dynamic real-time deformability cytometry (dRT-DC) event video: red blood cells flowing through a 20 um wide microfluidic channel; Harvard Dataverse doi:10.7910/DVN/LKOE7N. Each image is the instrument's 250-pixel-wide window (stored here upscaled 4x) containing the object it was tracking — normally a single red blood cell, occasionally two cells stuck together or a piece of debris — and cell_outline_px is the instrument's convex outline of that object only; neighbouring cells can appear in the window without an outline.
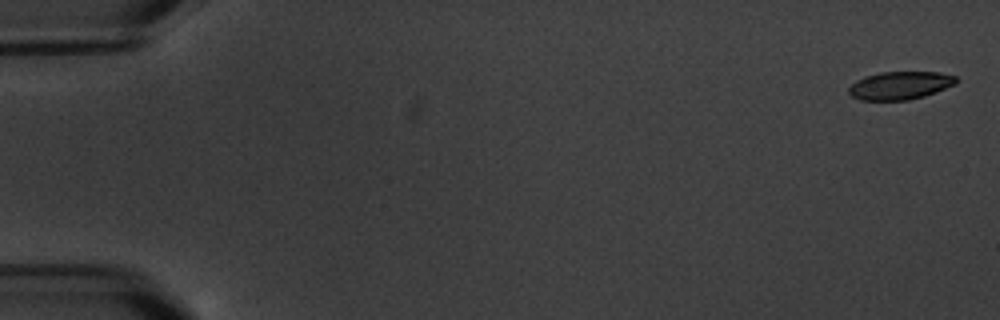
{"species": "common noctule bat (a hibernating species)", "species_latin": "Nyctalus noctula", "temperature_condition": "warm", "stored_images_in_passage": 5, "camera_frame_rate_fps": 3000, "um_per_image_px": 0.085, "animal": {"sex": "male", "body_mass_g": 20.1, "forearm_length_mm": 53.5}, "frame": {"image": 1, "passage_image": 1, "time_ms": 0.0, "image_size_px": [1000, 320], "cell_outline_px": [[956, 84], [924, 96], [908, 100], [860, 100], [852, 96], [848, 92], [848, 88], [856, 80], [864, 76], [880, 72], [940, 72], [956, 76]], "centroid_in_image_um": [76.48, 7.26], "position_along_channel_um": 8.5, "area_um2": 17.51}}
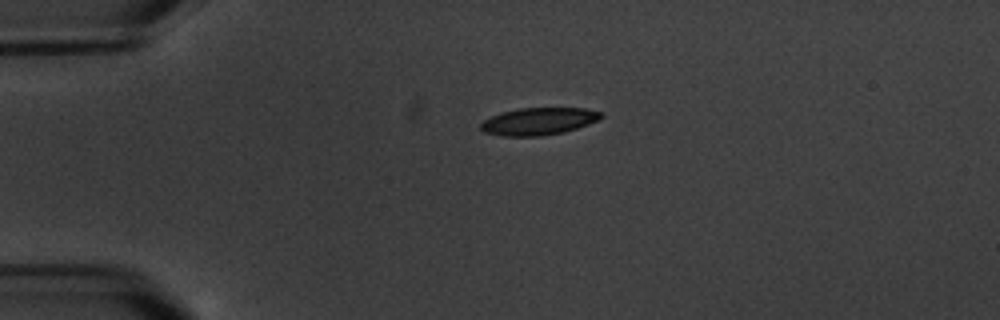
{"frame": {"image": 2, "passage_image": 4, "time_ms": 4.333, "image_size_px": [1000, 320], "cell_outline_px": [[604, 116], [588, 124], [564, 132], [540, 136], [500, 136], [484, 132], [480, 128], [480, 124], [484, 120], [500, 112], [520, 108], [584, 108], [600, 112]], "centroid_in_image_um": [45.74, 10.31], "position_along_channel_um": 39.3, "area_um2": 19.07}}